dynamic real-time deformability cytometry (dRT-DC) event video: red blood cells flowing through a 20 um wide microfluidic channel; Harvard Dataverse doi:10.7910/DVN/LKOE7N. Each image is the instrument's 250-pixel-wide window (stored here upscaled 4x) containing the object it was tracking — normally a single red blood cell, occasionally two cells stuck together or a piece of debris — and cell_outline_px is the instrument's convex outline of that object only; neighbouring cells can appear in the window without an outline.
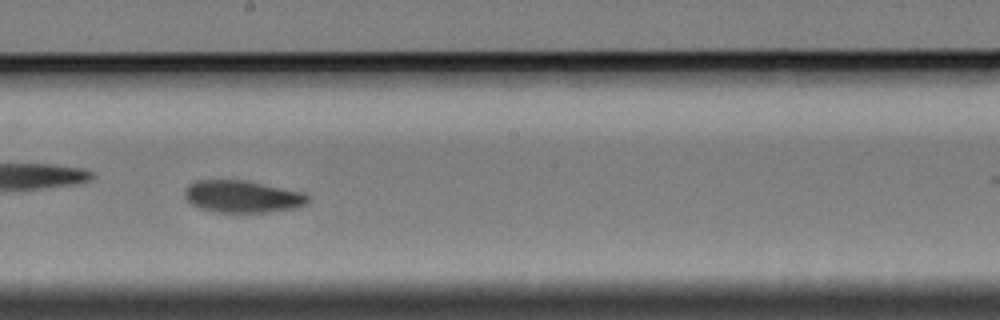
{"species": "Egyptian fruit bat (a non-hibernating species)", "species_latin": "Rousettus aegyptiacus", "temperature_condition": "cold", "stored_images_in_passage": 34, "camera_frame_rate_fps": 3000, "um_per_image_px": 0.085, "animal": {"sex": "female"}, "frame": {"image": 1, "passage_image": 19, "time_ms": 6.0, "image_size_px": [1000, 320], "cell_outline_px": [[312, 196], [308, 204], [300, 208], [268, 212], [212, 212], [200, 208], [192, 204], [184, 196], [184, 192], [188, 184], [196, 180], [244, 180], [304, 192]], "centroid_in_image_um": [20.67, 16.71], "position_along_channel_um": 227.5, "area_um2": 23.47}}